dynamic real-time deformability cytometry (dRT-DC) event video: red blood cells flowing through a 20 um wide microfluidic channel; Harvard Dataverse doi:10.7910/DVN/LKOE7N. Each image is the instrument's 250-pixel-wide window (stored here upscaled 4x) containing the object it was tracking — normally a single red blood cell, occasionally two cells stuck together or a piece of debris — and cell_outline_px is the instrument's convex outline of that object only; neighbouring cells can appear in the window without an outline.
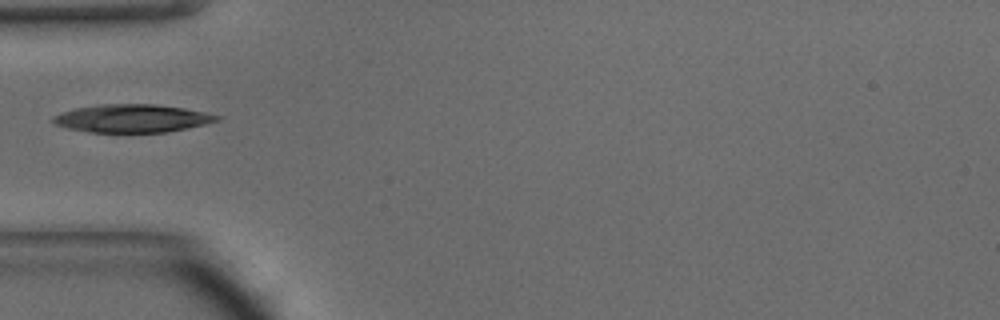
{"species": "common noctule bat (a hibernating species)", "species_latin": "Nyctalus noctula", "temperature_condition": "warm", "stored_images_in_passage": 10, "camera_frame_rate_fps": 3000, "um_per_image_px": 0.085, "animal": {"sex": "male", "body_mass_g": 15.6}, "frame": {"image": 1, "passage_image": 1, "time_ms": 0.0, "image_size_px": [1000, 320], "cell_outline_px": [[224, 116], [220, 120], [204, 124], [164, 132], [92, 132], [68, 128], [56, 124], [52, 120], [52, 116], [76, 108], [100, 104], [156, 104], [184, 108]], "centroid_in_image_um": [11.26, 10.05], "position_along_channel_um": 73.7, "area_um2": 26.47}}